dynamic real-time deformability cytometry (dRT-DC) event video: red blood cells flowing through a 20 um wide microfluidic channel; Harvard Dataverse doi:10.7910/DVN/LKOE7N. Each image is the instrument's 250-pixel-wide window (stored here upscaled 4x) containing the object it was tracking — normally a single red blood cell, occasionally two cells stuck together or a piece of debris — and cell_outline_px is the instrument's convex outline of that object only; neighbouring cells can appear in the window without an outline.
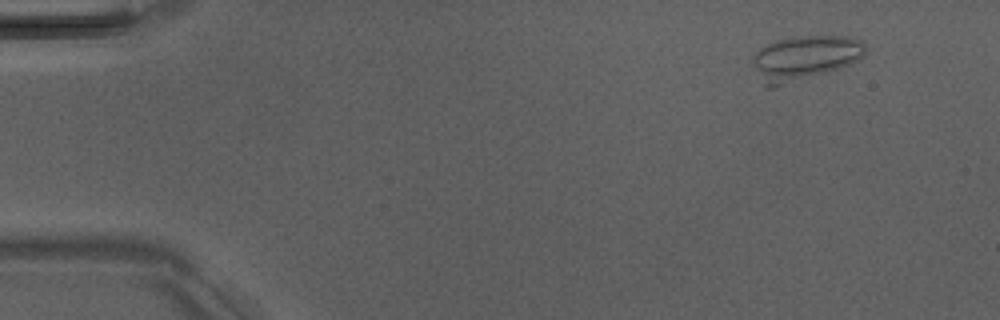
{"species": "Egyptian fruit bat (a non-hibernating species)", "species_latin": "Rousettus aegyptiacus", "temperature_condition": "room temperature", "stored_images_in_passage": 5, "camera_frame_rate_fps": 3000, "um_per_image_px": 0.085, "animal": {"sex": "male"}, "frame": {"image": 1, "passage_image": 5, "time_ms": 5.667, "image_size_px": [1000, 320], "cell_outline_px": [[868, 48], [864, 56], [860, 60], [840, 68], [776, 88], [764, 88], [752, 64], [752, 56], [760, 48], [776, 40], [792, 36], [848, 36], [864, 40]], "centroid_in_image_um": [68.41, 4.93], "position_along_channel_um": 16.6, "area_um2": 30.0}}